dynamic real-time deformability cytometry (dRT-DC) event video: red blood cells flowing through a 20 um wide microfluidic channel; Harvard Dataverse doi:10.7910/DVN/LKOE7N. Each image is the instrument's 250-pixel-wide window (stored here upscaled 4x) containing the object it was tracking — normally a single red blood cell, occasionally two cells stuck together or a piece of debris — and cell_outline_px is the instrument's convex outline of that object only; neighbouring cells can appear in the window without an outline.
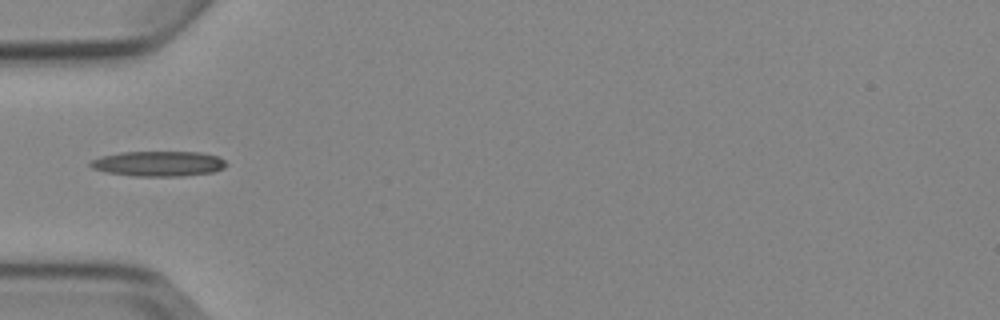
{"species": "Egyptian fruit bat (a non-hibernating species)", "species_latin": "Rousettus aegyptiacus", "temperature_condition": "cold", "stored_images_in_passage": 1, "camera_frame_rate_fps": 3000, "um_per_image_px": 0.085, "animal": {"sex": "female"}, "frame": {"image": 1, "passage_image": 1, "time_ms": 0.0, "image_size_px": [1000, 320], "cell_outline_px": [[228, 164], [224, 168], [212, 172], [184, 176], [132, 176], [104, 172], [92, 168], [88, 164], [92, 160], [100, 156], [120, 152], [200, 152], [216, 156], [224, 160]], "centroid_in_image_um": [13.44, 13.91], "position_along_channel_um": 71.6, "area_um2": 20.06}}